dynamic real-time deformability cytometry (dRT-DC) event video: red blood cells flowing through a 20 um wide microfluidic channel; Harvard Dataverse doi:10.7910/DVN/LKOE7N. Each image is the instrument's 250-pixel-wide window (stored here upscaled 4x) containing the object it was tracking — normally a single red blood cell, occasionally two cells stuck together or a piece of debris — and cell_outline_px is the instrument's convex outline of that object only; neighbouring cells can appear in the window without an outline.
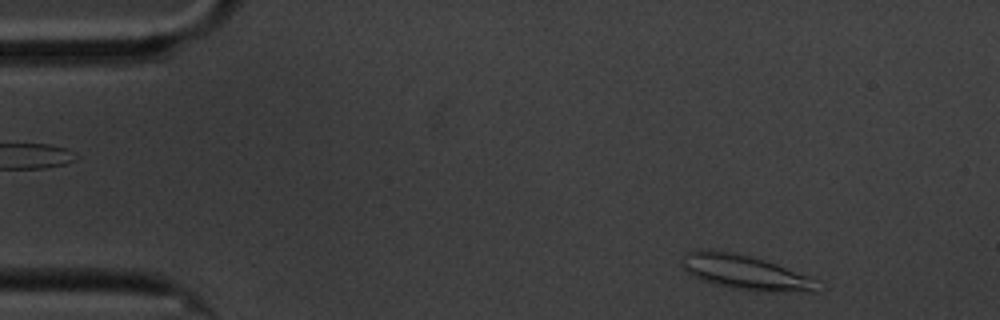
{"species": "common noctule bat (a hibernating species)", "species_latin": "Nyctalus noctula", "temperature_condition": "cold", "stored_images_in_passage": 53, "camera_frame_rate_fps": 3000, "um_per_image_px": 0.085, "animal": {"sex": "male", "body_mass_g": 20.1, "forearm_length_mm": 53.5}, "frame": {"image": 1, "passage_image": 1, "time_ms": 0.0, "image_size_px": [1000, 320], "cell_outline_px": [[820, 280], [816, 292], [764, 292], [728, 288], [712, 284], [700, 280], [692, 276], [680, 264], [680, 260], [684, 252], [700, 248], [716, 248], [752, 256], [776, 264]], "centroid_in_image_um": [63.28, 23.13], "position_along_channel_um": 21.7, "area_um2": 28.32}}
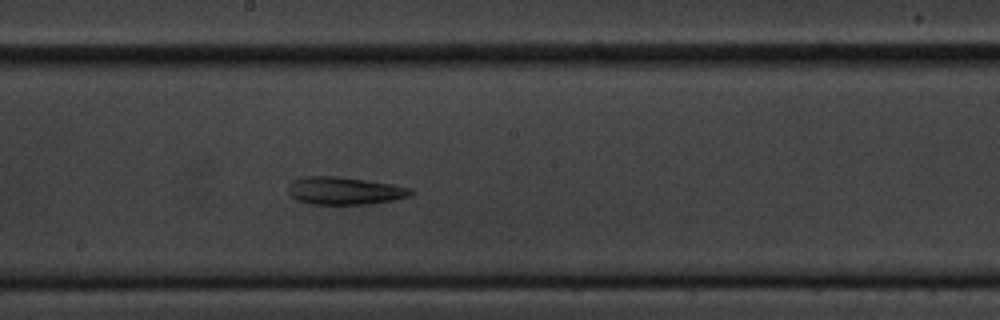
{"frame": {"image": 2, "passage_image": 26, "time_ms": 8.333, "image_size_px": [1000, 320], "cell_outline_px": [[416, 192], [408, 196], [396, 200], [368, 204], [312, 204], [296, 200], [288, 192], [288, 184], [292, 180], [300, 176], [336, 176], [392, 184], [412, 188]], "centroid_in_image_um": [29.28, 16.21], "position_along_channel_um": 218.9, "area_um2": 19.94}}
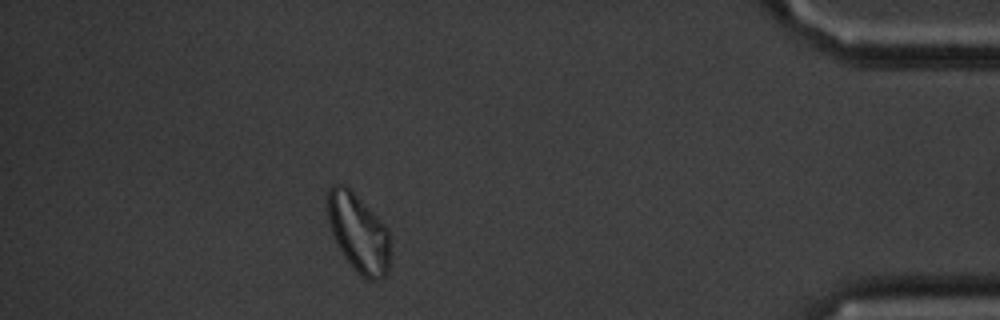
{"frame": {"image": 3, "passage_image": 47, "time_ms": 15.333, "image_size_px": [1000, 320], "cell_outline_px": [[392, 236], [388, 272], [380, 280], [364, 280], [356, 272], [344, 256], [336, 244], [332, 236], [328, 224], [328, 188], [332, 184], [344, 184], [388, 228]], "centroid_in_image_um": [30.49, 19.86], "position_along_channel_um": 404.7, "area_um2": 29.02}, "authors_computed_cell_mechanics": {"area_um2": 22.4842, "velocity_mm_per_s": 3.3243, "shape_relaxation_time_tau1_ms": null, "shape_relaxation_time_tau2_ms": 3.4637, "deformation_change_tau1": null, "deformation_change_tau2": 0.1017}}